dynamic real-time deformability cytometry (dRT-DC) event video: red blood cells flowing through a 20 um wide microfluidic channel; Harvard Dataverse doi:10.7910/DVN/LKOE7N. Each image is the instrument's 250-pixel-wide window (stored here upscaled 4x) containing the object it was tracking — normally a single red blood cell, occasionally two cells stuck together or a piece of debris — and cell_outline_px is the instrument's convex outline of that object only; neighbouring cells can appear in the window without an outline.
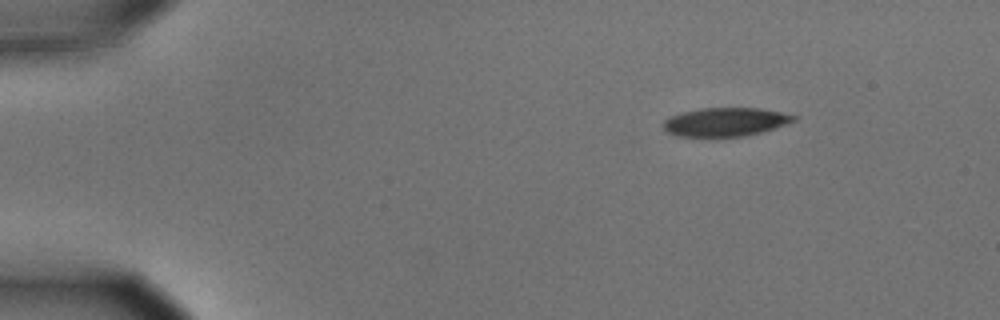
{"species": "common noctule bat (a hibernating species)", "species_latin": "Nyctalus noctula", "temperature_condition": "cold", "stored_images_in_passage": 3, "camera_frame_rate_fps": 3000, "um_per_image_px": 0.085, "animal": {"sex": "male", "body_mass_g": 15.6}, "frame": {"image": 1, "passage_image": 1, "time_ms": 0.0, "image_size_px": [1000, 320], "cell_outline_px": [[796, 120], [788, 124], [760, 132], [740, 136], [676, 136], [668, 132], [664, 128], [664, 120], [680, 112], [700, 108], [760, 108], [780, 112], [796, 116]], "centroid_in_image_um": [61.65, 10.35], "position_along_channel_um": 23.3, "area_um2": 21.5}}